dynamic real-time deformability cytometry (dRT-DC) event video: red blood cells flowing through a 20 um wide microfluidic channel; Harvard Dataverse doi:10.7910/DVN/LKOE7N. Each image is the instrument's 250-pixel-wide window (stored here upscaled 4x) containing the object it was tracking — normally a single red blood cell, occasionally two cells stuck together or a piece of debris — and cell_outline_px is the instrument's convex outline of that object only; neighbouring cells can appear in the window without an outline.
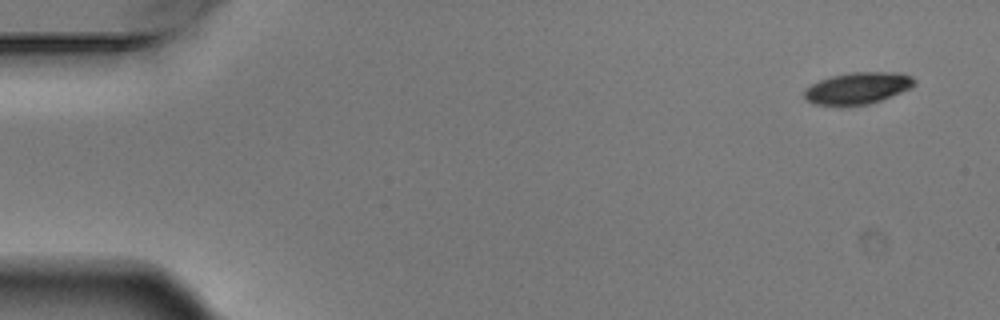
{"species": "Egyptian fruit bat (a non-hibernating species)", "species_latin": "Rousettus aegyptiacus", "temperature_condition": "warm", "stored_images_in_passage": 5, "camera_frame_rate_fps": 3000, "um_per_image_px": 0.085, "animal": {"sex": "male"}, "frame": {"image": 1, "passage_image": 1, "time_ms": 0.0, "image_size_px": [1000, 320], "cell_outline_px": [[916, 84], [912, 88], [880, 100], [868, 104], [840, 108], [816, 104], [808, 100], [804, 96], [804, 92], [812, 84], [820, 80], [832, 76], [852, 72], [900, 72], [912, 76], [916, 80]], "centroid_in_image_um": [72.94, 7.51], "position_along_channel_um": 12.1, "area_um2": 20.69}}
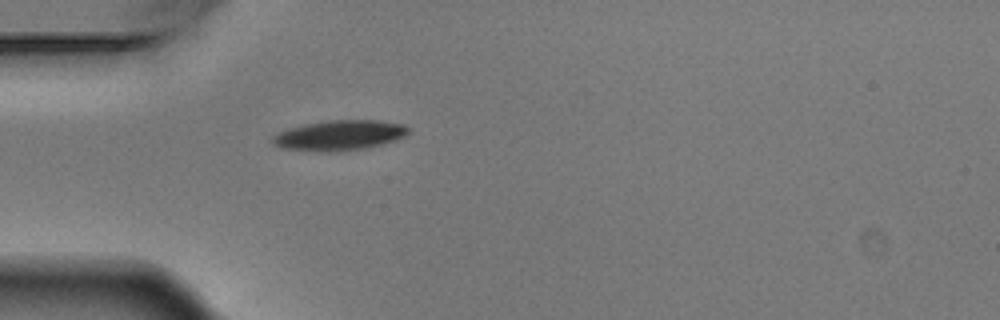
{"frame": {"image": 2, "passage_image": 5, "time_ms": 1.333, "image_size_px": [1000, 320], "cell_outline_px": [[408, 132], [404, 136], [380, 144], [364, 148], [280, 148], [272, 140], [272, 136], [288, 128], [304, 124], [328, 120], [376, 120], [404, 124], [408, 128]], "centroid_in_image_um": [28.89, 11.42], "position_along_channel_um": 56.1, "area_um2": 22.25}}